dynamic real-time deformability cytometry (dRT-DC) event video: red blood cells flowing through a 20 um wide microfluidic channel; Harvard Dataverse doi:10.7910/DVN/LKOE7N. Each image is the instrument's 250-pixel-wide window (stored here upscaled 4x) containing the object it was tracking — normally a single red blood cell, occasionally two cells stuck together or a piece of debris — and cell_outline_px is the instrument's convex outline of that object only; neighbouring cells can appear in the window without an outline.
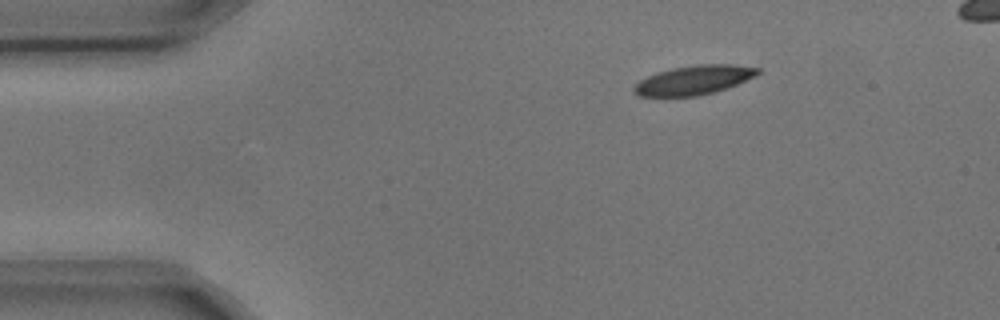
{"species": "common noctule bat (a hibernating species)", "species_latin": "Nyctalus noctula", "temperature_condition": "cold", "stored_images_in_passage": 4, "segment_of_instrument_passage": [1, 2], "camera_frame_rate_fps": 3000, "um_per_image_px": 0.085, "animal": {"sex": "male", "body_mass_g": 17.9, "forearm_length_mm": 54.2}, "frame": {"image": 1, "passage_image": 1, "time_ms": 0.0, "image_size_px": [1000, 320], "cell_outline_px": [[760, 72], [756, 76], [736, 84], [712, 92], [696, 96], [640, 96], [632, 92], [632, 88], [640, 80], [656, 72], [672, 68], [696, 64], [732, 64], [760, 68]], "centroid_in_image_um": [58.96, 6.79], "position_along_channel_um": 26.0, "area_um2": 20.92}}